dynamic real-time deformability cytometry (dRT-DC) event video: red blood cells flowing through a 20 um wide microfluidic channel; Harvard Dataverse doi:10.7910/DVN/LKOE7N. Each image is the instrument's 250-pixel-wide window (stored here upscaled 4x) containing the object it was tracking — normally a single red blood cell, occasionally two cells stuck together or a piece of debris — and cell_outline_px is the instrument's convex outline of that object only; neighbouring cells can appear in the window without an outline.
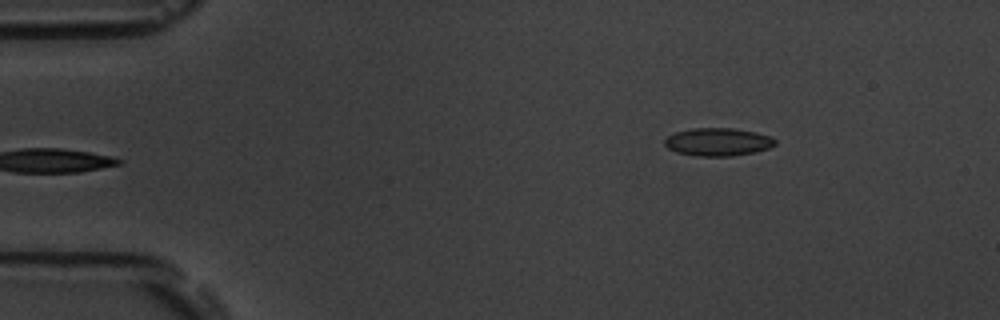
{"species": "common noctule bat (a hibernating species)", "species_latin": "Nyctalus noctula", "temperature_condition": "room temperature", "stored_images_in_passage": 47, "camera_frame_rate_fps": 3000, "um_per_image_px": 0.085, "animal": {"sex": "male", "body_mass_g": 19.5, "forearm_length_mm": 54.6}, "frame": {"image": 1, "passage_image": 1, "time_ms": 0.0, "image_size_px": [1000, 320], "cell_outline_px": [[776, 144], [768, 148], [752, 152], [732, 156], [696, 156], [676, 152], [668, 148], [664, 144], [664, 140], [668, 136], [676, 132], [692, 128], [732, 128], [756, 132], [772, 136], [776, 140]], "centroid_in_image_um": [61.02, 12.06], "position_along_channel_um": 24.0, "area_um2": 17.98}}
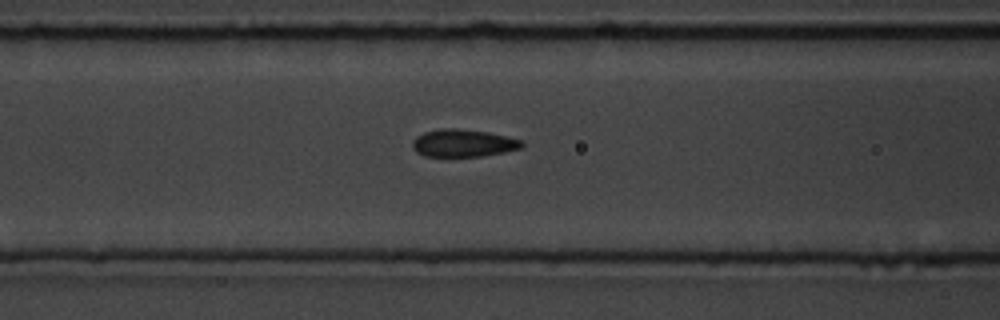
{"frame": {"image": 2, "passage_image": 15, "time_ms": 4.667, "image_size_px": [1000, 320], "cell_outline_px": [[524, 144], [520, 148], [504, 152], [480, 156], [424, 156], [416, 152], [412, 148], [412, 140], [416, 136], [424, 132], [440, 128], [456, 128], [488, 132], [508, 136], [524, 140]], "centroid_in_image_um": [39.36, 12.15], "position_along_channel_um": 127.2, "area_um2": 17.69}}
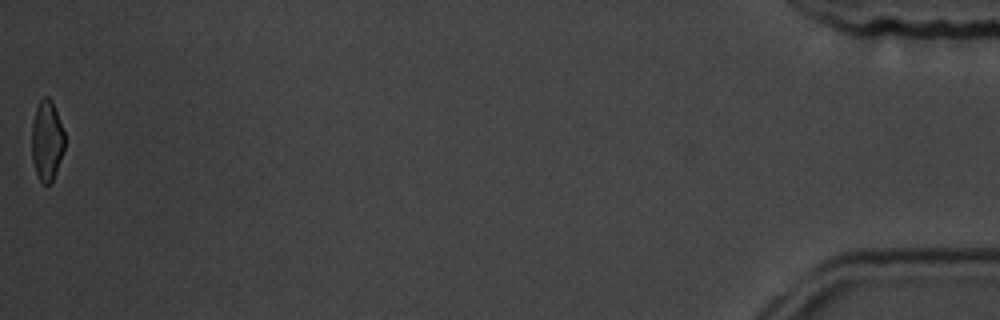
{"frame": {"image": 3, "passage_image": 47, "time_ms": 15.333, "image_size_px": [1000, 320], "cell_outline_px": [[64, 148], [56, 172], [52, 180], [48, 184], [44, 184], [40, 180], [36, 172], [32, 160], [32, 120], [36, 108], [40, 100], [44, 96], [48, 96], [52, 100], [64, 132]], "centroid_in_image_um": [3.97, 11.92], "position_along_channel_um": 431.2, "area_um2": 15.26}, "authors_computed_cell_mechanics": {"area_um2": 17.2822, "velocity_mm_per_s": 3.7962, "shape_relaxation_time_tau1_ms": 2.4598, "shape_relaxation_time_tau2_ms": 1.5783, "deformation_change_tau1": 0.1082, "deformation_change_tau2": 0.0856}}